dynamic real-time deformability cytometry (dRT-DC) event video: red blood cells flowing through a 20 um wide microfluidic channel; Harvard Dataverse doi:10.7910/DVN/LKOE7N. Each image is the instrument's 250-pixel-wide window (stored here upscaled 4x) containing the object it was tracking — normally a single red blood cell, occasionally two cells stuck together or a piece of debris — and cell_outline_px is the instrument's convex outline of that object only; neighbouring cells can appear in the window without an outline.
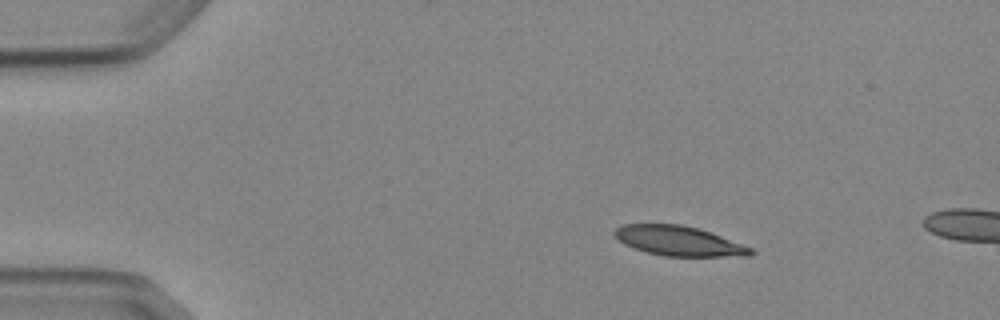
{"species": "Egyptian fruit bat (a non-hibernating species)", "species_latin": "Rousettus aegyptiacus", "temperature_condition": "cold", "stored_images_in_passage": 3, "camera_frame_rate_fps": 3000, "um_per_image_px": 0.085, "animal": {"sex": "female"}, "frame": {"image": 1, "passage_image": 2, "time_ms": 1.0, "image_size_px": [1000, 320], "cell_outline_px": [[756, 252], [748, 256], [664, 256], [648, 252], [624, 244], [612, 232], [616, 228], [624, 224], [680, 224], [700, 228], [752, 248]], "centroid_in_image_um": [57.72, 20.47], "position_along_channel_um": 27.3, "area_um2": 23.41}}